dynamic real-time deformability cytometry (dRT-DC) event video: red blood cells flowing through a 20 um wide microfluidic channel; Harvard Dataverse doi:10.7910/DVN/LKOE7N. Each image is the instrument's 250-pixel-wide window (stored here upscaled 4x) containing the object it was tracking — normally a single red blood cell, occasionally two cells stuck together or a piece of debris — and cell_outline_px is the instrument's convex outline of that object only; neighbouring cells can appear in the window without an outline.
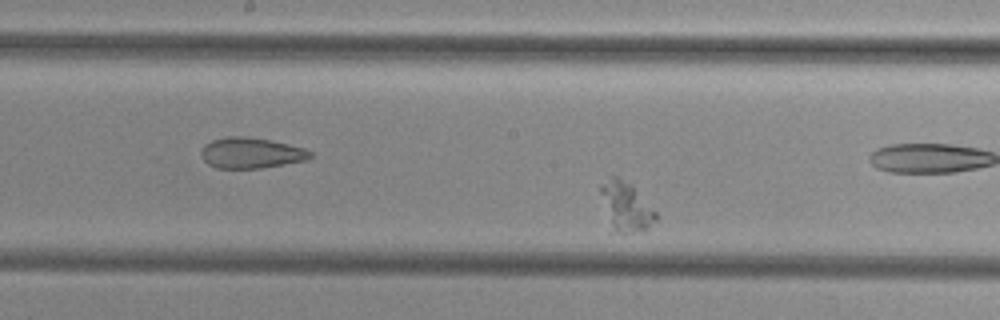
{"species": "common noctule bat (a hibernating species)", "species_latin": "Nyctalus noctula", "temperature_condition": "cold", "stored_images_in_passage": 38, "camera_frame_rate_fps": 3000, "um_per_image_px": 0.085, "animal": {"sex": "female", "body_mass_g": 29.2, "forearm_length_mm": 56.3}, "frame": {"image": 1, "passage_image": 18, "time_ms": 5.667, "image_size_px": [1000, 320], "cell_outline_px": [[656, 220], [644, 228], [632, 232], [620, 232], [612, 224], [600, 192], [600, 188], [612, 176], [616, 176], [632, 184], [656, 212]], "centroid_in_image_um": [53.24, 17.5], "position_along_channel_um": 195.0, "area_um2": 14.68}}
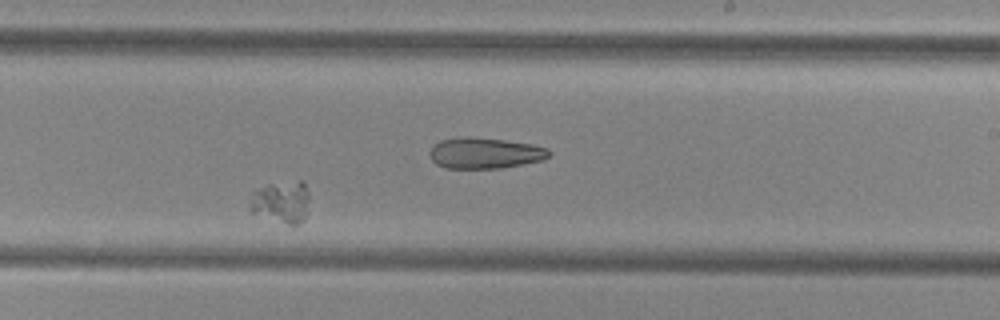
{"frame": {"image": 2, "passage_image": 24, "time_ms": 7.667, "image_size_px": [1000, 320], "cell_outline_px": [[308, 200], [304, 220], [300, 224], [292, 228], [248, 212], [256, 188], [268, 184], [300, 180], [304, 180], [308, 192]], "centroid_in_image_um": [23.92, 17.22], "position_along_channel_um": 265.1, "area_um2": 15.14}}
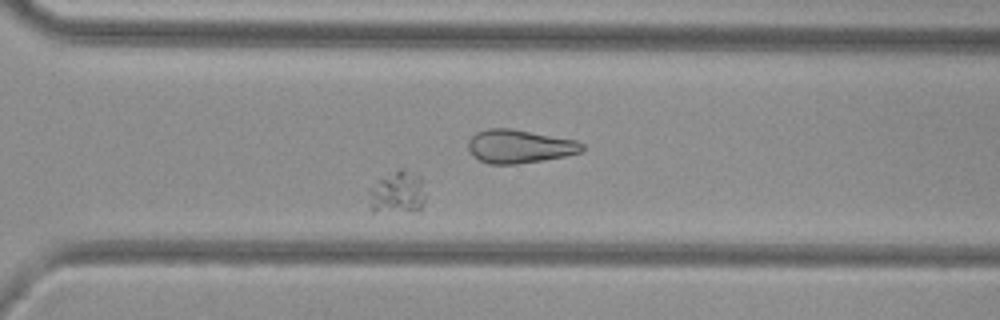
{"frame": {"image": 3, "passage_image": 30, "time_ms": 9.667, "image_size_px": [1000, 320], "cell_outline_px": [[424, 200], [420, 208], [416, 212], [372, 212], [368, 204], [368, 188], [376, 180], [396, 168], [404, 168], [420, 176], [424, 192]], "centroid_in_image_um": [33.71, 16.36], "position_along_channel_um": 336.9, "area_um2": 14.68}}